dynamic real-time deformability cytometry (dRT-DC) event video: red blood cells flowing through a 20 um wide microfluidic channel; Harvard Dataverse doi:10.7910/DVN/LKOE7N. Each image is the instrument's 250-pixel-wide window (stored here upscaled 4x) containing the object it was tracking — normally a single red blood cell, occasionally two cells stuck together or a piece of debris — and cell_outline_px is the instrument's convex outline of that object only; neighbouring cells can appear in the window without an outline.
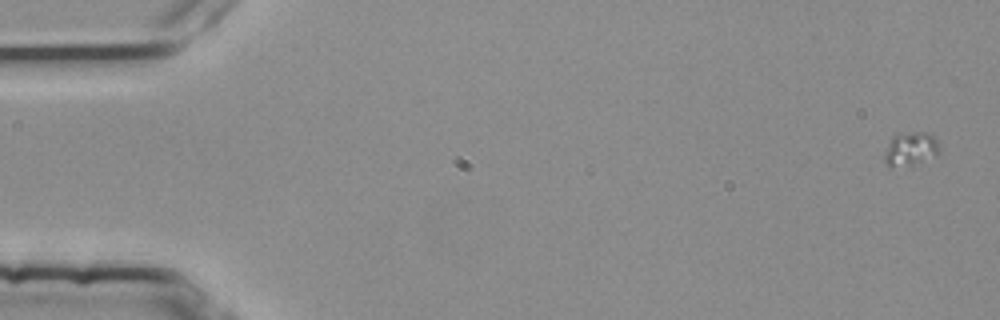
{"species": "common noctule bat (a hibernating species)", "species_latin": "Nyctalus noctula", "temperature_condition": "room temperature", "stored_images_in_passage": 10, "segment_of_instrument_passage": [1, 2], "camera_frame_rate_fps": 3000, "um_per_image_px": 0.085, "animal": {"sex": "female", "body_mass_g": 25.1}, "frame": {"image": 1, "passage_image": 1, "time_ms": 0.0, "image_size_px": [1000, 320], "cell_outline_px": [[940, 148], [936, 152], [920, 164], [888, 168], [884, 164], [884, 156], [888, 144], [896, 136], [916, 132], [928, 132], [936, 140]], "centroid_in_image_um": [77.36, 12.71], "position_along_channel_um": 7.6, "area_um2": 10.52}}